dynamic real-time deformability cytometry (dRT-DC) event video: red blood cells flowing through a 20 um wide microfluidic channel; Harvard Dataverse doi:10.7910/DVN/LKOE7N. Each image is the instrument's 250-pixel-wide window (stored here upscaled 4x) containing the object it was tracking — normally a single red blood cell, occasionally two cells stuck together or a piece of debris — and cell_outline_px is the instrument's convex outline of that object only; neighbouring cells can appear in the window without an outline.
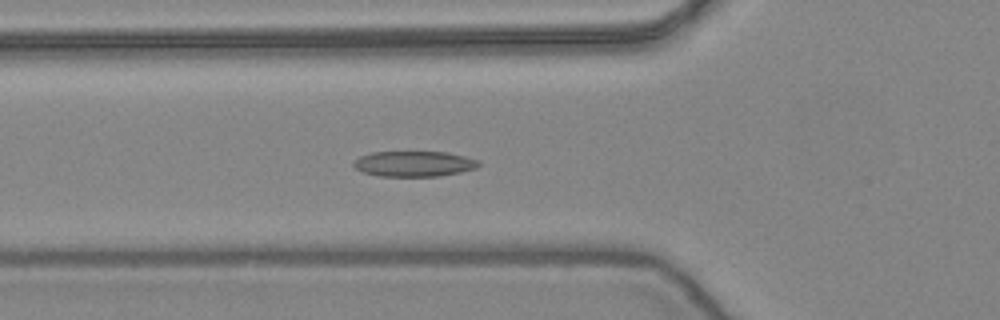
{"species": "common noctule bat (a hibernating species)", "species_latin": "Nyctalus noctula", "temperature_condition": "warm", "stored_images_in_passage": 53, "camera_frame_rate_fps": 3000, "um_per_image_px": 0.085, "animal": {"sex": "female", "body_mass_g": 24.6, "forearm_length_mm": 56.2}, "frame": {"image": 1, "passage_image": 19, "time_ms": 6.0, "image_size_px": [1000, 320], "cell_outline_px": [[480, 164], [476, 168], [460, 172], [440, 176], [380, 176], [364, 172], [356, 168], [352, 164], [360, 156], [372, 152], [444, 152], [464, 156], [480, 160]], "centroid_in_image_um": [35.22, 13.92], "position_along_channel_um": 90.6, "area_um2": 18.44}}
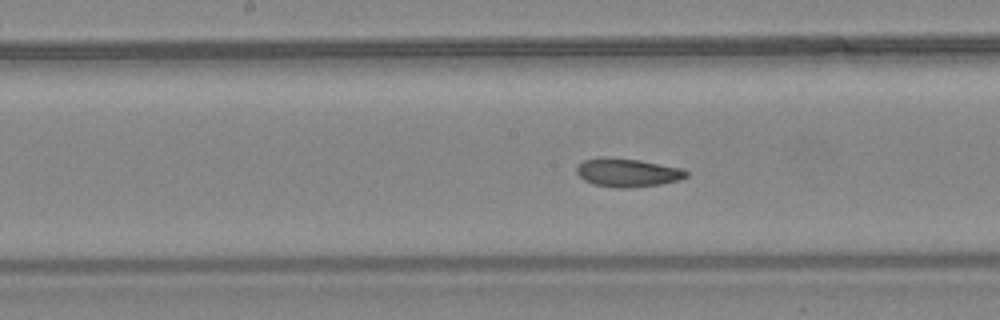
{"frame": {"image": 2, "passage_image": 27, "time_ms": 8.667, "image_size_px": [1000, 320], "cell_outline_px": [[688, 176], [680, 180], [660, 184], [628, 188], [616, 188], [592, 184], [584, 180], [576, 172], [576, 168], [584, 160], [600, 156], [640, 160], [684, 168], [688, 172]], "centroid_in_image_um": [53.35, 14.67], "position_along_channel_um": 194.8, "area_um2": 18.38}}
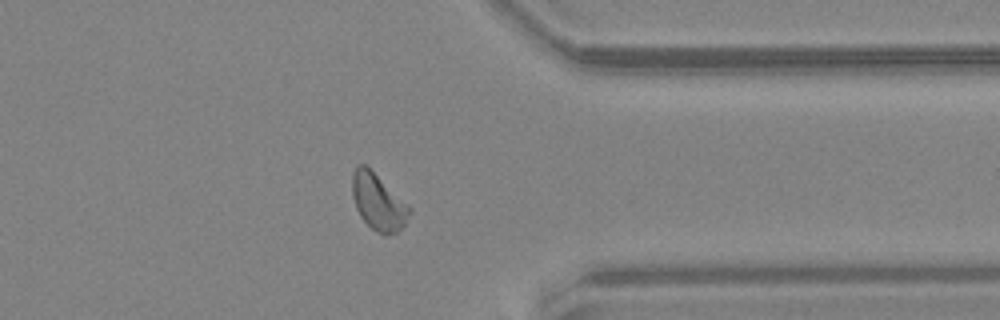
{"frame": {"image": 3, "passage_image": 42, "time_ms": 13.667, "image_size_px": [1000, 320], "cell_outline_px": [[412, 208], [404, 224], [396, 232], [384, 236], [376, 232], [360, 216], [356, 208], [352, 196], [352, 172], [356, 164], [364, 164], [408, 204]], "centroid_in_image_um": [32.12, 17.17], "position_along_channel_um": 379.3, "area_um2": 18.55}, "authors_computed_cell_mechanics": {"area_um2": 18.6116, "velocity_mm_per_s": 3.8906, "shape_relaxation_time_tau1_ms": null, "shape_relaxation_time_tau2_ms": 2.1789, "deformation_change_tau1": null, "deformation_change_tau2": 0.0748}}